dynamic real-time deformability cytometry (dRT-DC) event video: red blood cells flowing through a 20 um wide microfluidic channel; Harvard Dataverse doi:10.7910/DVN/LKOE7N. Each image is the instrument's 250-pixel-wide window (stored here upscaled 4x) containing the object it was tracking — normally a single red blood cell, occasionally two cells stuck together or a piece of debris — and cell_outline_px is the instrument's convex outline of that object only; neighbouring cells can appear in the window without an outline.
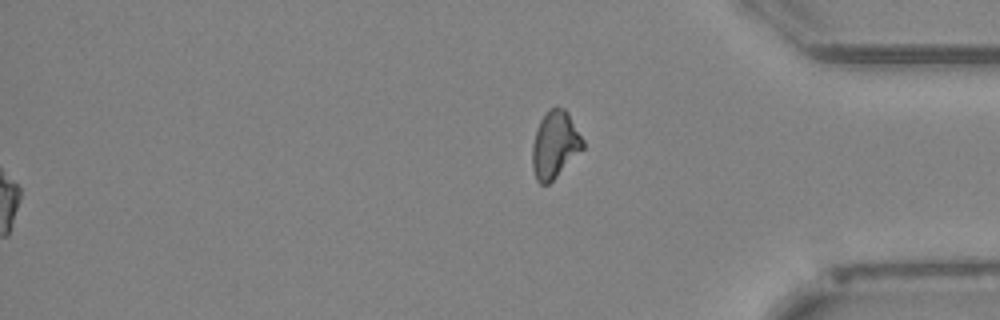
{"species": "Egyptian fruit bat (a non-hibernating species)", "species_latin": "Rousettus aegyptiacus", "temperature_condition": "cold", "stored_images_in_passage": 53, "segment_of_instrument_passage": [2, 2], "camera_frame_rate_fps": 3000, "um_per_image_px": 0.085, "animal": {"sex": "female"}, "frame": {"image": 1, "passage_image": 53, "time_ms": 17.333, "image_size_px": [1000, 320], "cell_outline_px": [[584, 148], [548, 184], [540, 184], [536, 180], [532, 168], [532, 144], [536, 128], [540, 120], [548, 108], [556, 104], [564, 108], [568, 112], [584, 140]], "centroid_in_image_um": [47.15, 12.24], "position_along_channel_um": 388.0, "area_um2": 20.0}}